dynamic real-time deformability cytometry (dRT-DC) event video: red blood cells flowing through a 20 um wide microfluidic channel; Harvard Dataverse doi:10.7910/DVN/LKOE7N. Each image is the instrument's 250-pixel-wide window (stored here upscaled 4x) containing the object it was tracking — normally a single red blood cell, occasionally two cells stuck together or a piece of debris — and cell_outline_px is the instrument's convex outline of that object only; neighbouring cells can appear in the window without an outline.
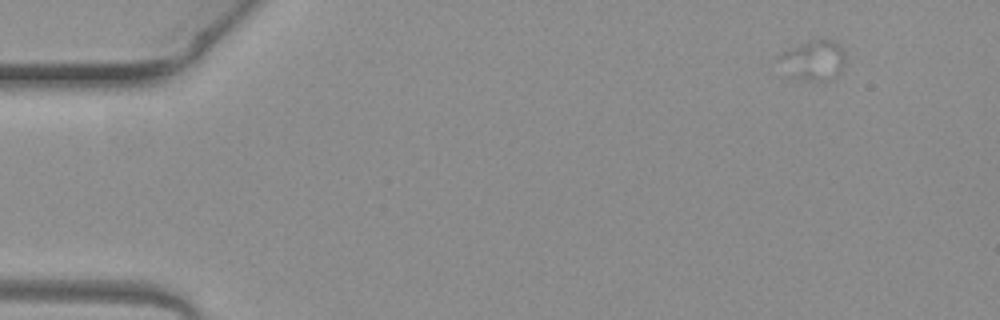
{"species": "common noctule bat (a hibernating species)", "species_latin": "Nyctalus noctula", "temperature_condition": "warm", "stored_images_in_passage": 5, "camera_frame_rate_fps": 3000, "um_per_image_px": 0.085, "animal": {"sex": "female", "body_mass_g": 19.3, "forearm_length_mm": 54.1}, "frame": {"image": 1, "passage_image": 1, "time_ms": 0.0, "image_size_px": [1000, 320], "cell_outline_px": [[844, 64], [840, 72], [836, 76], [824, 80], [816, 80], [792, 76], [776, 60], [776, 56], [792, 48], [812, 40], [824, 36], [836, 40], [844, 52]], "centroid_in_image_um": [69.18, 5.05], "position_along_channel_um": 15.8, "area_um2": 15.26}}
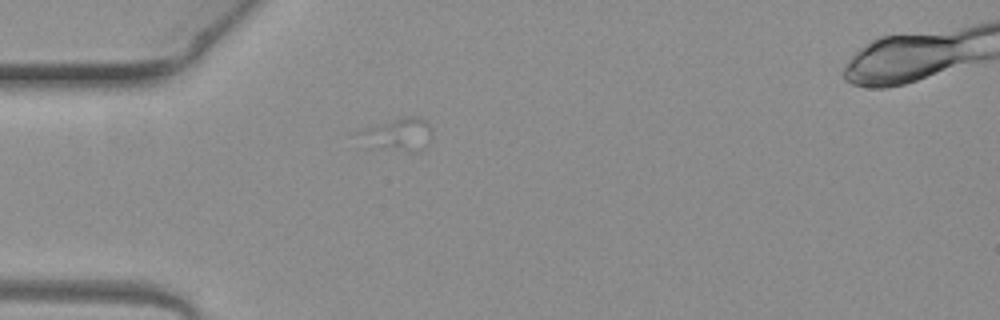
{"frame": {"image": 2, "passage_image": 4, "time_ms": 1.0, "image_size_px": [1000, 320], "cell_outline_px": [[432, 132], [428, 144], [424, 148], [416, 152], [372, 148], [352, 132], [400, 116], [420, 116], [432, 128]], "centroid_in_image_um": [33.8, 11.41], "position_along_channel_um": 51.2, "area_um2": 14.45}}